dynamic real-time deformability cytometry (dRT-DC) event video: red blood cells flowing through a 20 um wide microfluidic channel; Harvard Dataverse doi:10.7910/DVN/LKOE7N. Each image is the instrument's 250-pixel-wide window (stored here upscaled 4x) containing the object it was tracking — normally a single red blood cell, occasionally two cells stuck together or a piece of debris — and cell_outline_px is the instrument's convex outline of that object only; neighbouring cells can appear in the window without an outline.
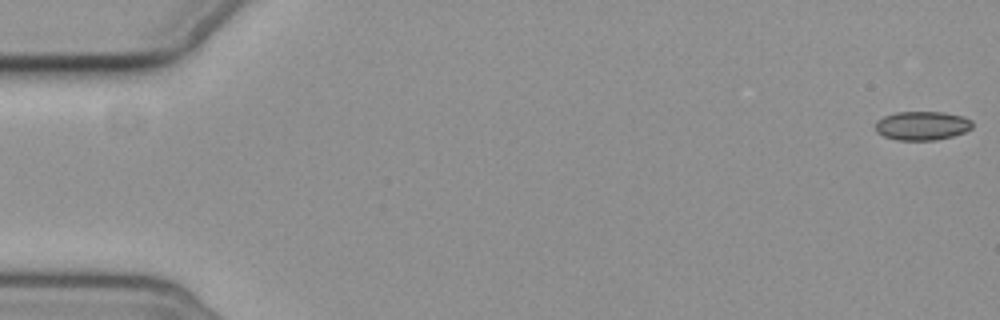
{"species": "common noctule bat (a hibernating species)", "species_latin": "Nyctalus noctula", "temperature_condition": "cold", "stored_images_in_passage": 9, "camera_frame_rate_fps": 3000, "um_per_image_px": 0.085, "animal": {"sex": "female", "body_mass_g": 19.3, "forearm_length_mm": 54.1}, "frame": {"image": 1, "passage_image": 1, "time_ms": 0.0, "image_size_px": [1000, 320], "cell_outline_px": [[972, 128], [964, 132], [952, 136], [936, 140], [896, 140], [884, 136], [876, 132], [876, 120], [884, 116], [896, 112], [944, 112], [964, 116], [972, 120]], "centroid_in_image_um": [78.38, 10.68], "position_along_channel_um": 6.6, "area_um2": 16.42}}
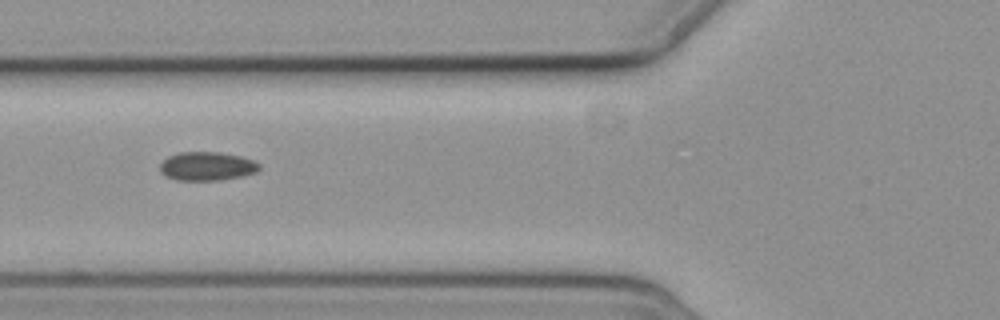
{"frame": {"image": 2, "passage_image": 7, "time_ms": 7.333, "image_size_px": [1000, 320], "cell_outline_px": [[260, 168], [256, 172], [244, 176], [220, 180], [176, 180], [164, 176], [160, 172], [160, 164], [168, 156], [180, 152], [220, 152], [240, 156], [252, 160], [260, 164]], "centroid_in_image_um": [17.58, 14.13], "position_along_channel_um": 108.2, "area_um2": 16.7}}
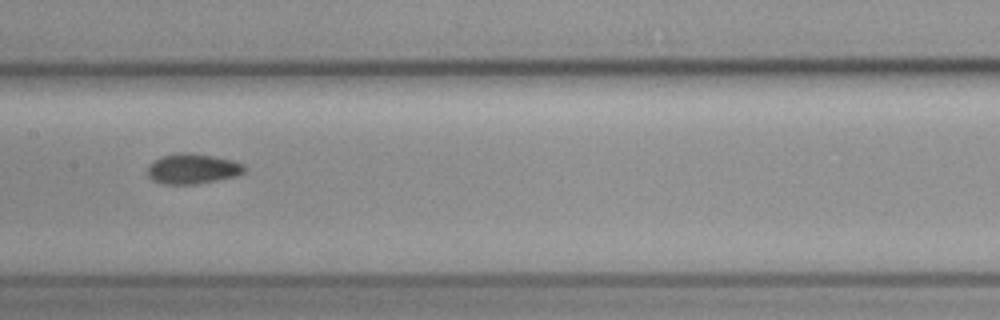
{"frame": {"image": 3, "passage_image": 9, "time_ms": 9.667, "image_size_px": [1000, 320], "cell_outline_px": [[248, 168], [244, 172], [236, 176], [216, 180], [192, 184], [164, 184], [152, 180], [148, 176], [148, 164], [152, 160], [160, 156], [176, 152], [188, 152], [212, 156], [232, 160], [244, 164]], "centroid_in_image_um": [16.34, 14.33], "position_along_channel_um": 191.1, "area_um2": 17.22}}